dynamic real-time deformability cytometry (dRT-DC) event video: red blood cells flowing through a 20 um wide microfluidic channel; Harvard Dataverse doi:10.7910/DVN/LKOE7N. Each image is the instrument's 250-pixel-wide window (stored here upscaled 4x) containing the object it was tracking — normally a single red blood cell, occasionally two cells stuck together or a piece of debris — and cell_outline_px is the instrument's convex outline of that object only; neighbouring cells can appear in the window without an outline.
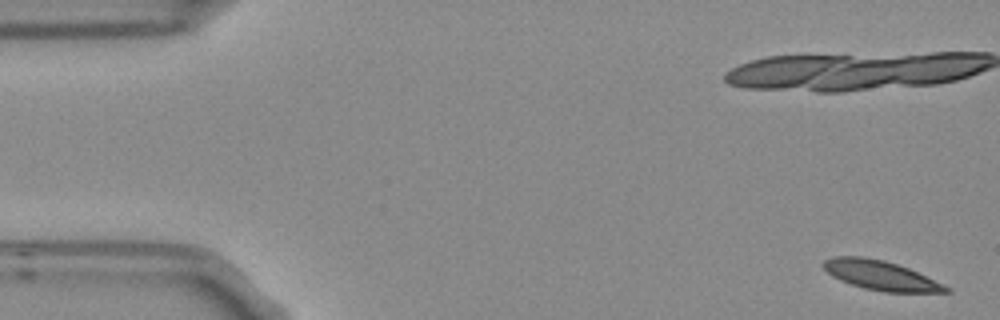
{"species": "Egyptian fruit bat (a non-hibernating species)", "species_latin": "Rousettus aegyptiacus", "temperature_condition": "room temperature", "stored_images_in_passage": 5, "camera_frame_rate_fps": 3000, "um_per_image_px": 0.085, "frame": {"image": 1, "passage_image": 1, "time_ms": 0.0, "image_size_px": [1000, 320], "cell_outline_px": [[952, 292], [884, 292], [864, 288], [840, 280], [832, 276], [820, 264], [824, 260], [832, 256], [860, 256], [884, 260], [908, 268], [952, 288]], "centroid_in_image_um": [74.84, 23.4], "position_along_channel_um": 10.2, "area_um2": 20.92}}